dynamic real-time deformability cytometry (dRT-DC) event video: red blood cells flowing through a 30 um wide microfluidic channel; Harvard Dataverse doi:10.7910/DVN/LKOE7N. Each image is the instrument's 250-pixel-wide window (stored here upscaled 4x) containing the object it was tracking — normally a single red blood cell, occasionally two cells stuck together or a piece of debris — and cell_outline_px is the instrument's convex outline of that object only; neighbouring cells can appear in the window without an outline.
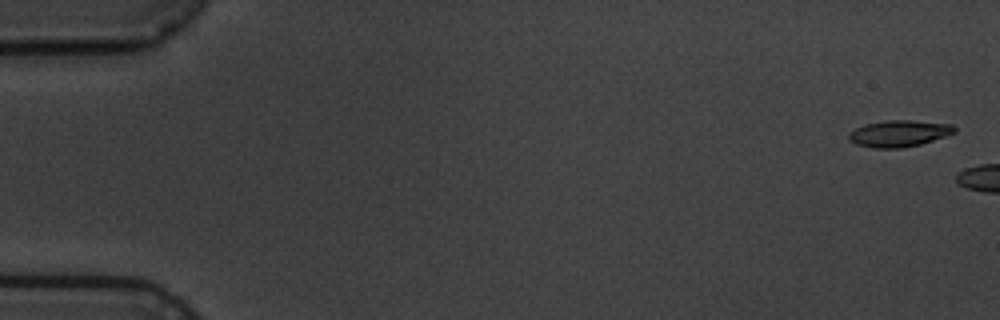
{"species": "common noctule bat (a hibernating species)", "species_latin": "Nyctalus noctula", "temperature_condition": "cold", "stored_images_in_passage": 2, "camera_frame_rate_fps": 3000, "um_per_image_px": 0.085, "animal": {"sex": "male", "body_mass_g": 19.5, "forearm_length_mm": 54.6}, "frame": {"image": 1, "passage_image": 1, "time_ms": 0.0, "image_size_px": [1000, 320], "cell_outline_px": [[956, 132], [920, 144], [900, 148], [872, 148], [856, 144], [848, 140], [848, 132], [864, 124], [888, 120], [908, 120], [952, 124], [956, 128]], "centroid_in_image_um": [76.37, 11.34], "position_along_channel_um": 8.6, "area_um2": 16.3}}